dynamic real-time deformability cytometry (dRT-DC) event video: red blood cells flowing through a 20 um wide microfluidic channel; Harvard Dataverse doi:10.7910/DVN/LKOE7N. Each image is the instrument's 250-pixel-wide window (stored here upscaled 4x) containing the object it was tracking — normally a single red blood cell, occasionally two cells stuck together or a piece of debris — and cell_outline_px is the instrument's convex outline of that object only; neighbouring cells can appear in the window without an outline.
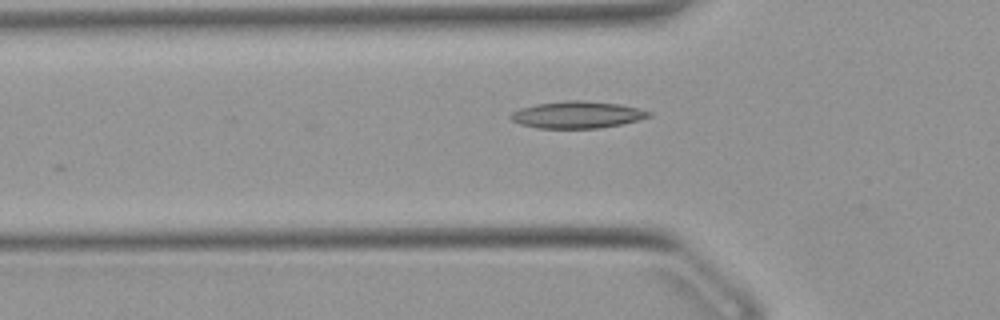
{"species": "Egyptian fruit bat (a non-hibernating species)", "species_latin": "Rousettus aegyptiacus", "temperature_condition": "warm", "stored_images_in_passage": 7, "camera_frame_rate_fps": 3000, "um_per_image_px": 0.085, "animal": {"sex": "female"}, "frame": {"image": 1, "passage_image": 3, "time_ms": 0.667, "image_size_px": [1000, 320], "cell_outline_px": [[652, 116], [620, 124], [596, 128], [536, 128], [520, 124], [512, 120], [508, 116], [512, 112], [520, 108], [536, 104], [564, 100], [584, 100], [620, 104], [640, 108], [652, 112]], "centroid_in_image_um": [49.05, 9.74], "position_along_channel_um": 76.8, "area_um2": 21.73}}
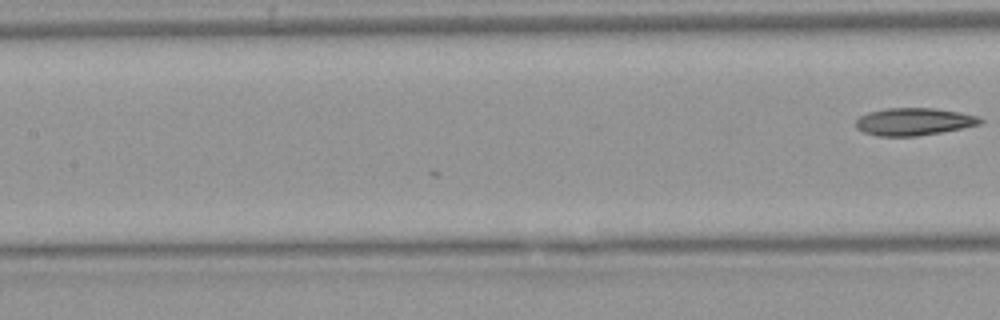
{"frame": {"image": 2, "passage_image": 7, "time_ms": 2.0, "image_size_px": [1000, 320], "cell_outline_px": [[984, 120], [980, 124], [940, 132], [916, 136], [876, 136], [864, 132], [856, 128], [856, 120], [860, 116], [868, 112], [888, 108], [936, 108], [960, 112], [980, 116]], "centroid_in_image_um": [77.68, 10.33], "position_along_channel_um": 129.7, "area_um2": 19.88}}